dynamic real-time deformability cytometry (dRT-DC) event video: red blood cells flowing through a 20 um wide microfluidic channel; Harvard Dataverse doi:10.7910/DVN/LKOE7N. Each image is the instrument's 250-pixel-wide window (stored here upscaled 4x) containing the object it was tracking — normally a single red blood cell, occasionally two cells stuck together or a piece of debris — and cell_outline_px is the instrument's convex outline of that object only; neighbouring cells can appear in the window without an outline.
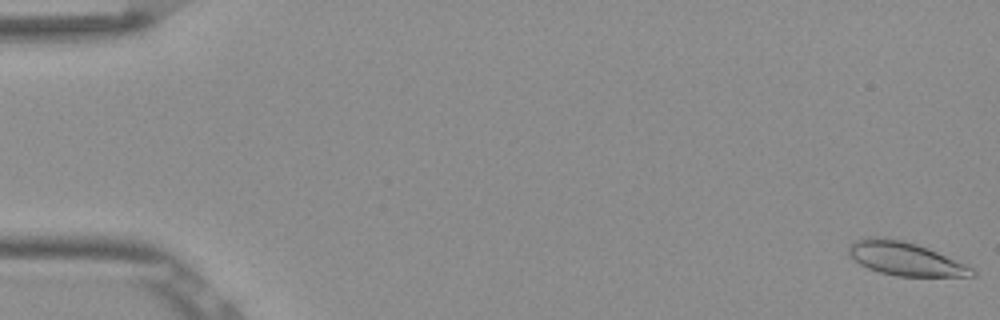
{"species": "Egyptian fruit bat (a non-hibernating species)", "species_latin": "Rousettus aegyptiacus", "temperature_condition": "room temperature", "stored_images_in_passage": 17, "camera_frame_rate_fps": 3000, "um_per_image_px": 0.085, "frame": {"image": 1, "passage_image": 1, "time_ms": 0.0, "image_size_px": [1000, 320], "cell_outline_px": [[976, 276], [896, 276], [880, 272], [868, 268], [860, 264], [848, 252], [848, 248], [856, 240], [868, 236], [880, 236], [904, 240], [916, 244], [936, 252], [964, 264], [972, 268], [976, 272]], "centroid_in_image_um": [76.91, 21.98], "position_along_channel_um": 8.1, "area_um2": 23.7}}
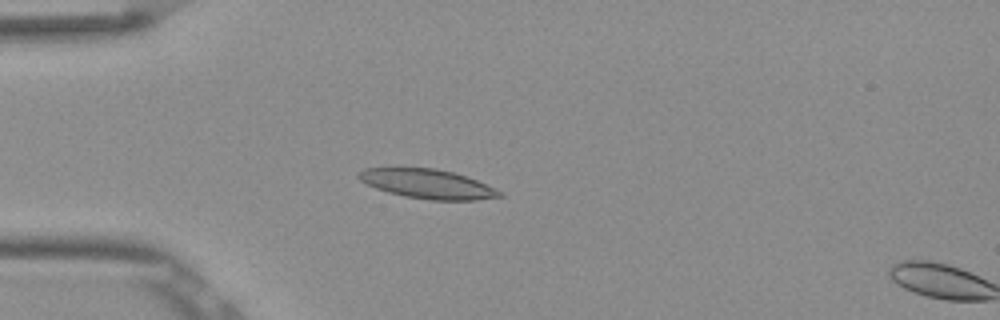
{"frame": {"image": 2, "passage_image": 15, "time_ms": 4.667, "image_size_px": [1000, 320], "cell_outline_px": [[504, 196], [476, 200], [432, 200], [404, 196], [388, 192], [376, 188], [360, 180], [356, 176], [356, 172], [364, 168], [436, 168], [468, 176], [504, 192]], "centroid_in_image_um": [36.36, 15.63], "position_along_channel_um": 48.6, "area_um2": 24.16}}